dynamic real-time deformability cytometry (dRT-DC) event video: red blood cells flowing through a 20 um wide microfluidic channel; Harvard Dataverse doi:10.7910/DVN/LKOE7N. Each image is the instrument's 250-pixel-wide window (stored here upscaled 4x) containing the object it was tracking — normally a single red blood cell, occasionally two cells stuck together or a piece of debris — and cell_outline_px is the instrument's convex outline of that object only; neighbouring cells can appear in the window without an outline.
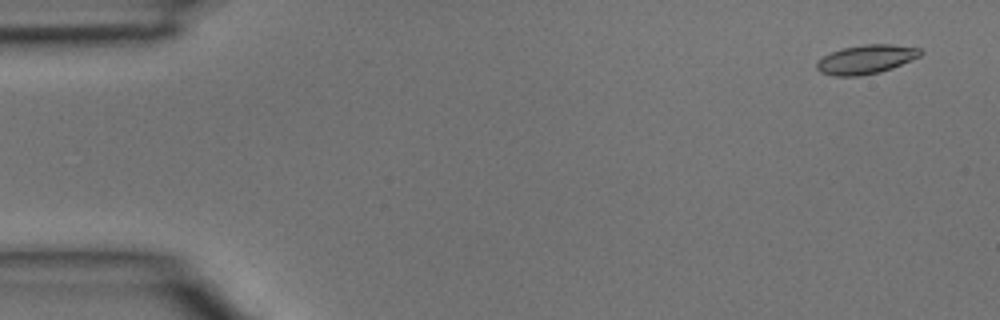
{"species": "common noctule bat (a hibernating species)", "species_latin": "Nyctalus noctula", "temperature_condition": "room temperature", "stored_images_in_passage": 4, "camera_frame_rate_fps": 3000, "um_per_image_px": 0.085, "animal": {"sex": "male", "body_mass_g": 15.6}, "frame": {"image": 1, "passage_image": 1, "time_ms": 0.0, "image_size_px": [1000, 320], "cell_outline_px": [[924, 52], [920, 56], [892, 68], [880, 72], [860, 76], [832, 76], [820, 72], [816, 68], [816, 64], [824, 56], [832, 52], [844, 48], [864, 44], [892, 44], [920, 48]], "centroid_in_image_um": [73.63, 5.05], "position_along_channel_um": 11.4, "area_um2": 17.46}}
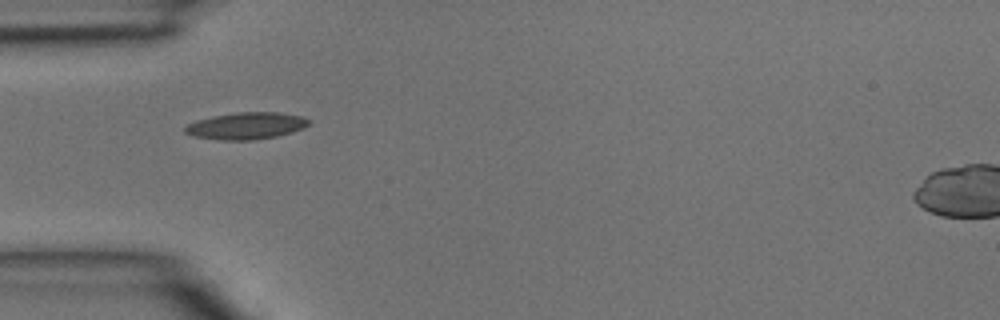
{"frame": {"image": 2, "passage_image": 4, "time_ms": 1.0, "image_size_px": [1000, 320], "cell_outline_px": [[312, 120], [304, 128], [292, 132], [276, 136], [252, 140], [220, 140], [192, 136], [184, 132], [184, 128], [188, 124], [196, 120], [212, 116], [236, 112], [280, 112], [300, 116]], "centroid_in_image_um": [20.92, 10.69], "position_along_channel_um": 64.1, "area_um2": 19.48}}